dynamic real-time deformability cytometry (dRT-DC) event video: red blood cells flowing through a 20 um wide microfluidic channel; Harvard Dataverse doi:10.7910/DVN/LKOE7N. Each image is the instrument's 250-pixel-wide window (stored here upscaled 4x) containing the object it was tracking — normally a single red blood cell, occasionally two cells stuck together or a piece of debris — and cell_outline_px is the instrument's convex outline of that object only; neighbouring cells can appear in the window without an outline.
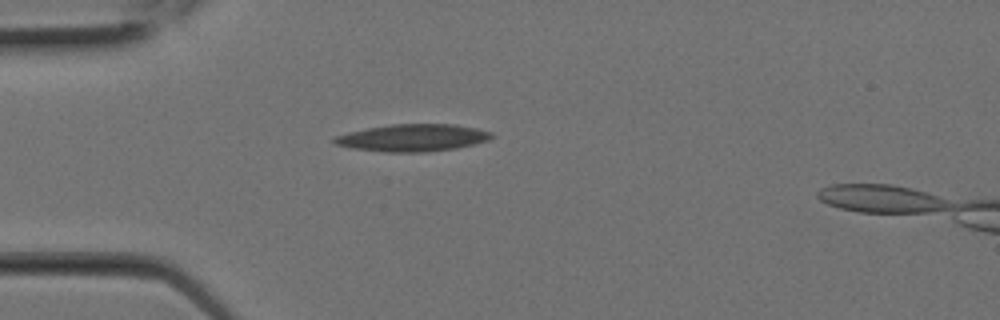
{"species": "Egyptian fruit bat (a non-hibernating species)", "species_latin": "Rousettus aegyptiacus", "temperature_condition": "room temperature", "stored_images_in_passage": 3, "camera_frame_rate_fps": 3000, "um_per_image_px": 0.085, "animal": {"sex": "female"}, "frame": {"image": 1, "passage_image": 3, "time_ms": 0.667, "image_size_px": [1000, 320], "cell_outline_px": [[496, 136], [488, 140], [456, 148], [424, 152], [384, 152], [352, 148], [332, 144], [332, 140], [336, 136], [348, 132], [368, 128], [392, 124], [452, 124], [476, 128], [492, 132]], "centroid_in_image_um": [35.07, 11.71], "position_along_channel_um": 49.9, "area_um2": 24.91}}